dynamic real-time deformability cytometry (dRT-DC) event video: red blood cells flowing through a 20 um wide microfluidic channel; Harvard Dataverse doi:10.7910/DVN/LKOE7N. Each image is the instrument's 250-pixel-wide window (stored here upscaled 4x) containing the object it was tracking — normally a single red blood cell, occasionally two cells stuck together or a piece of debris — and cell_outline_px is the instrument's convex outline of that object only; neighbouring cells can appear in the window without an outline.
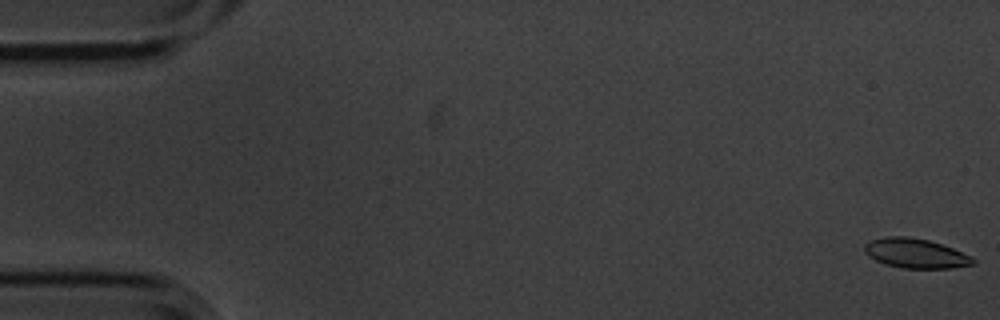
{"species": "common noctule bat (a hibernating species)", "species_latin": "Nyctalus noctula", "temperature_condition": "cold", "stored_images_in_passage": 5, "camera_frame_rate_fps": 3000, "um_per_image_px": 0.085, "animal": {"sex": "male", "body_mass_g": 20.1, "forearm_length_mm": 53.5}, "frame": {"image": 1, "passage_image": 1, "time_ms": 0.0, "image_size_px": [1000, 320], "cell_outline_px": [[976, 264], [952, 268], [904, 268], [884, 264], [868, 256], [864, 252], [864, 244], [868, 240], [884, 236], [908, 236], [928, 240], [952, 248], [972, 256], [976, 260]], "centroid_in_image_um": [77.8, 21.53], "position_along_channel_um": 7.2, "area_um2": 18.9}}
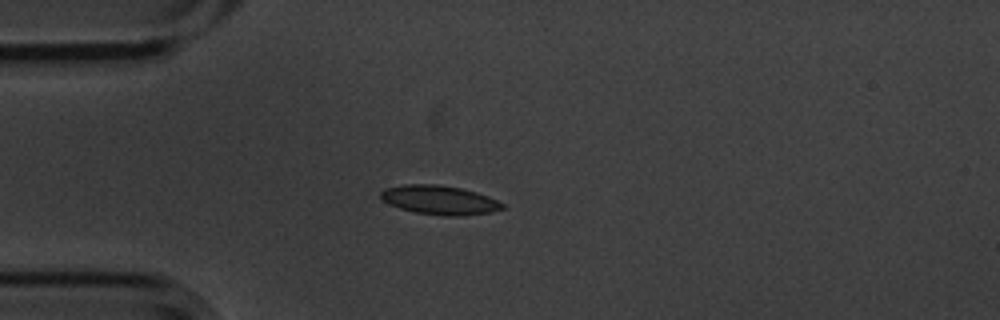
{"frame": {"image": 2, "passage_image": 5, "time_ms": 1.333, "image_size_px": [1000, 320], "cell_outline_px": [[504, 208], [488, 212], [460, 216], [444, 216], [416, 212], [400, 208], [388, 204], [380, 196], [380, 192], [384, 188], [404, 184], [436, 184], [460, 188], [476, 192], [488, 196], [504, 204]], "centroid_in_image_um": [37.32, 16.99], "position_along_channel_um": 47.7, "area_um2": 20.46}}